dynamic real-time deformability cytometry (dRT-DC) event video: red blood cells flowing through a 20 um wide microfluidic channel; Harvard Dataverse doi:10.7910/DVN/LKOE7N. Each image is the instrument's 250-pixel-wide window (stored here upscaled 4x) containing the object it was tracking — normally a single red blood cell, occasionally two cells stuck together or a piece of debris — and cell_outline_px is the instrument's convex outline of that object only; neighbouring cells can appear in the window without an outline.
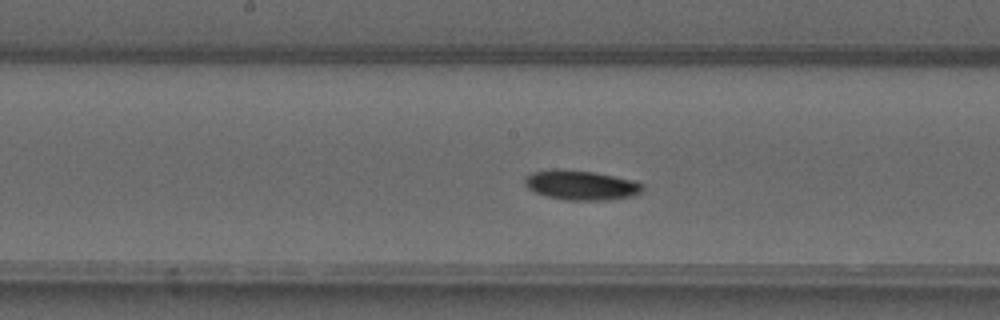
{"species": "common noctule bat (a hibernating species)", "species_latin": "Nyctalus noctula", "temperature_condition": "warm", "stored_images_in_passage": 45, "camera_frame_rate_fps": 3000, "um_per_image_px": 0.085, "animal": {"sex": "male", "forearm_length_mm": 52.5}, "frame": {"image": 1, "passage_image": 21, "time_ms": 6.667, "image_size_px": [1000, 320], "cell_outline_px": [[644, 188], [636, 196], [608, 200], [568, 200], [548, 196], [536, 192], [528, 188], [524, 184], [524, 176], [532, 172], [556, 168], [560, 168], [592, 172], [632, 180], [644, 184]], "centroid_in_image_um": [49.38, 15.73], "position_along_channel_um": 198.8, "area_um2": 20.4}}
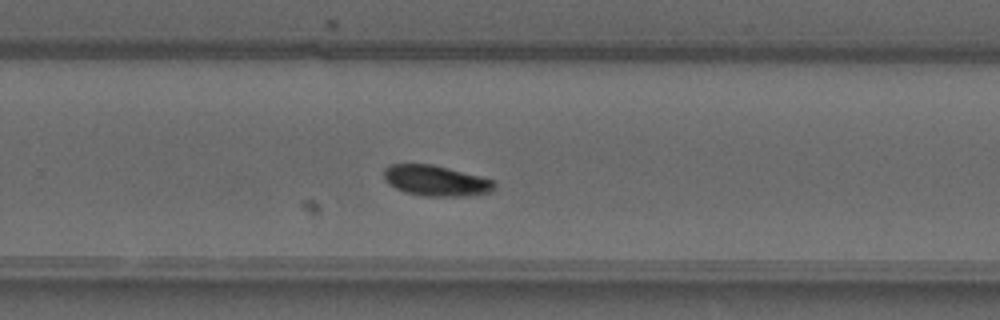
{"frame": {"image": 2, "passage_image": 28, "time_ms": 9.0, "image_size_px": [1000, 320], "cell_outline_px": [[496, 184], [492, 192], [464, 196], [424, 196], [404, 192], [388, 184], [384, 180], [384, 168], [388, 164], [432, 164], [496, 180]], "centroid_in_image_um": [37.05, 15.36], "position_along_channel_um": 292.8, "area_um2": 19.88}}
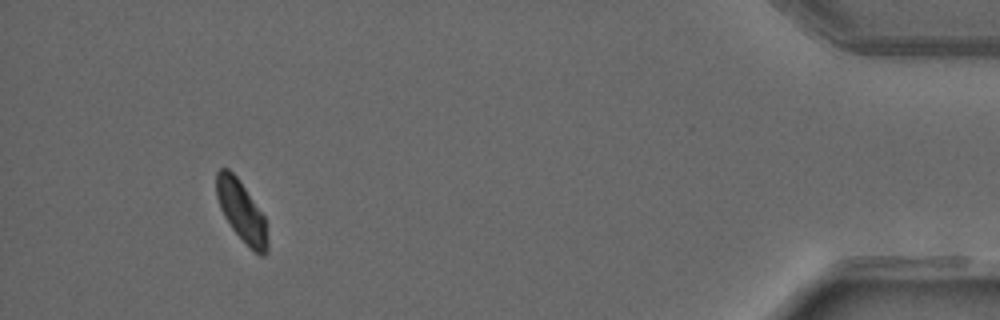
{"frame": {"image": 3, "passage_image": 42, "time_ms": 13.667, "image_size_px": [1000, 320], "cell_outline_px": [[268, 252], [264, 256], [260, 256], [232, 228], [224, 216], [220, 208], [216, 196], [216, 172], [220, 168], [228, 168], [236, 176], [264, 216], [268, 240]], "centroid_in_image_um": [20.52, 17.95], "position_along_channel_um": 414.7, "area_um2": 17.69}, "authors_computed_cell_mechanics": {"area_um2": 19.363, "velocity_mm_per_s": 4.0549, "shape_relaxation_time_tau1_ms": 3.4487, "shape_relaxation_time_tau2_ms": null, "deformation_change_tau1": 0.1158, "deformation_change_tau2": null}}